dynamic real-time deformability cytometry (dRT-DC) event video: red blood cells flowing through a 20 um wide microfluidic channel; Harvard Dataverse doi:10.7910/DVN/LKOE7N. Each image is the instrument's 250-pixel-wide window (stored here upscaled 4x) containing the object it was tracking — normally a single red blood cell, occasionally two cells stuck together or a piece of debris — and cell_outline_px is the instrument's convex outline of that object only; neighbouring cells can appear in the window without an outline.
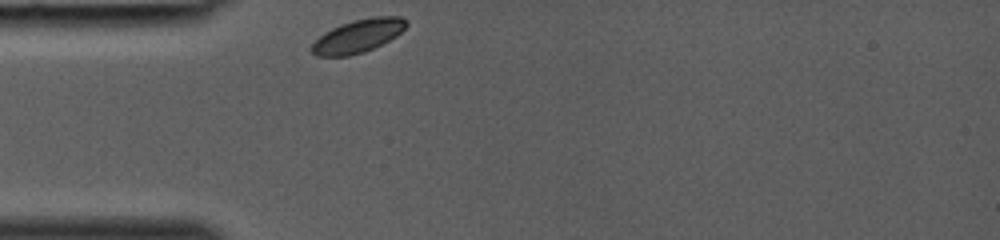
{"species": "common noctule bat (a hibernating species)", "species_latin": "Nyctalus noctula", "temperature_condition": "room temperature", "stored_images_in_passage": 24, "camera_frame_rate_fps": 3000, "um_per_image_px": 0.085, "animal": {"sex": "female", "body_mass_g": 19.0, "forearm_length_mm": 53.3}, "frame": {"image": 1, "passage_image": 1, "time_ms": 0.0, "image_size_px": [1000, 240], "cell_outline_px": [[408, 24], [396, 36], [364, 52], [348, 56], [316, 56], [312, 52], [312, 44], [324, 32], [340, 24], [352, 20], [376, 16], [400, 16], [408, 20]], "centroid_in_image_um": [30.44, 3.04], "position_along_channel_um": 54.6, "area_um2": 18.15}}
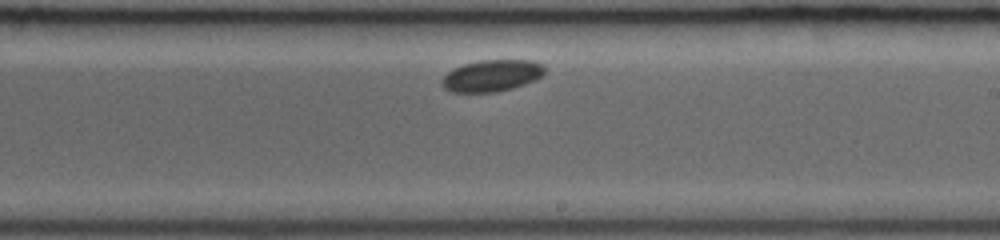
{"frame": {"image": 2, "passage_image": 14, "time_ms": 4.333, "image_size_px": [1000, 240], "cell_outline_px": [[548, 68], [540, 76], [524, 84], [512, 88], [496, 92], [452, 92], [444, 88], [440, 84], [440, 80], [452, 68], [464, 64], [480, 60], [532, 60], [544, 64]], "centroid_in_image_um": [41.78, 6.42], "position_along_channel_um": 247.2, "area_um2": 19.07}}
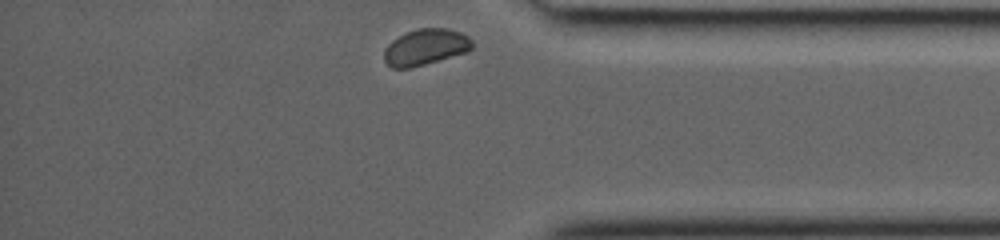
{"frame": {"image": 3, "passage_image": 24, "time_ms": 7.667, "image_size_px": [1000, 240], "cell_outline_px": [[472, 48], [468, 52], [424, 64], [408, 68], [392, 68], [384, 60], [384, 48], [392, 40], [408, 32], [420, 28], [448, 28], [460, 32], [468, 36], [472, 40]], "centroid_in_image_um": [36.18, 4.0], "position_along_channel_um": 399.0, "area_um2": 18.44}}